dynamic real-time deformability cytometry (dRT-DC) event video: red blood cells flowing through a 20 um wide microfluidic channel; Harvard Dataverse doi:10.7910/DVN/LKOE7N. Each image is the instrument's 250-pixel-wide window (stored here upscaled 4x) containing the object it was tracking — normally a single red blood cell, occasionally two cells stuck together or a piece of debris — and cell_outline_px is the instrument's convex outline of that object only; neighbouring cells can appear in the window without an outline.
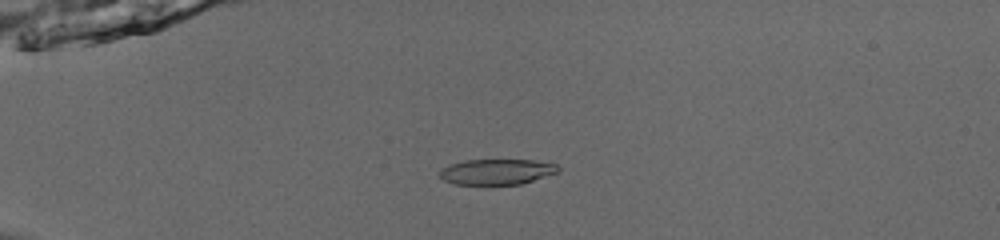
{"species": "common noctule bat (a hibernating species)", "species_latin": "Nyctalus noctula", "temperature_condition": "room temperature", "stored_images_in_passage": 40, "camera_frame_rate_fps": 3000, "um_per_image_px": 0.085, "animal": {"sex": "male", "body_mass_g": 13.0, "forearm_length_mm": 53.1}, "frame": {"image": 1, "passage_image": 2, "time_ms": 0.333, "image_size_px": [1000, 240], "cell_outline_px": [[560, 168], [556, 172], [520, 184], [456, 184], [444, 180], [440, 176], [440, 172], [444, 168], [452, 164], [468, 160], [532, 160], [556, 164]], "centroid_in_image_um": [42.23, 14.59], "position_along_channel_um": 42.8, "area_um2": 17.11}}
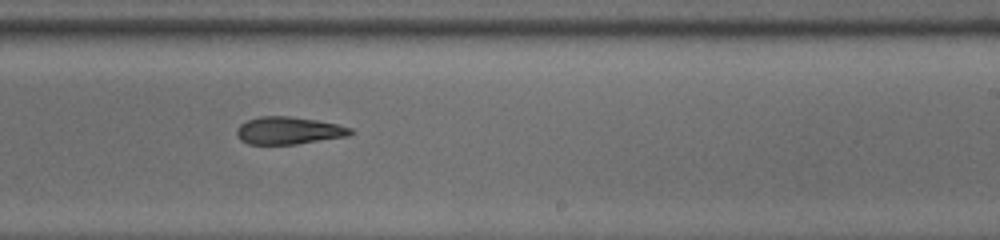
{"frame": {"image": 2, "passage_image": 22, "time_ms": 7.0, "image_size_px": [1000, 240], "cell_outline_px": [[352, 132], [348, 136], [296, 144], [248, 144], [240, 140], [236, 132], [240, 124], [248, 120], [260, 116], [288, 116], [316, 120], [336, 124], [352, 128]], "centroid_in_image_um": [24.52, 11.1], "position_along_channel_um": 264.5, "area_um2": 18.03}}
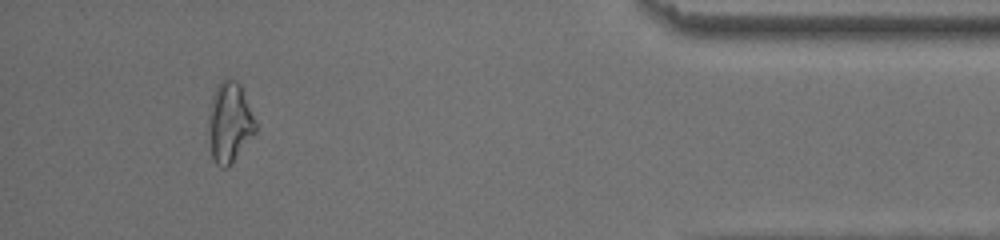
{"frame": {"image": 3, "passage_image": 37, "time_ms": 12.0, "image_size_px": [1000, 240], "cell_outline_px": [[256, 132], [232, 164], [228, 168], [220, 168], [212, 160], [208, 140], [208, 112], [212, 96], [220, 80], [236, 80], [244, 88], [256, 124]], "centroid_in_image_um": [19.5, 10.44], "position_along_channel_um": 415.7, "area_um2": 22.6}, "authors_computed_cell_mechanics": {"area_um2": 19.2763, "velocity_mm_per_s": 3.8841, "shape_relaxation_time_tau1_ms": 6.2022, "shape_relaxation_time_tau2_ms": 4.341, "deformation_change_tau1": 0.1608, "deformation_change_tau2": 0.1353}}